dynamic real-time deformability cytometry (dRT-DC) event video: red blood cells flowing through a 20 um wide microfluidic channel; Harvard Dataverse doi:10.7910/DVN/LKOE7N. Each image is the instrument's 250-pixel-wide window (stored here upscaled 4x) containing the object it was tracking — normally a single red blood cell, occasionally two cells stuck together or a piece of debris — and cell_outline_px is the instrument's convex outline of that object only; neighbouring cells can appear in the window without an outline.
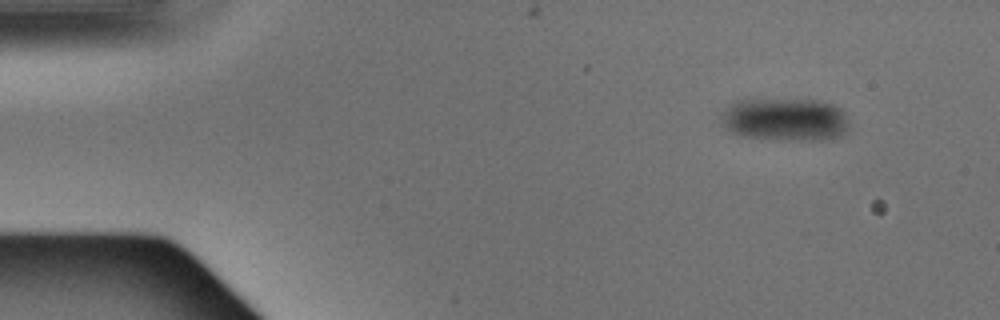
{"species": "Egyptian fruit bat (a non-hibernating species)", "species_latin": "Rousettus aegyptiacus", "temperature_condition": "warm", "stored_images_in_passage": 3, "camera_frame_rate_fps": 3000, "um_per_image_px": 0.085, "animal": {"sex": "male"}, "frame": {"image": 1, "passage_image": 2, "time_ms": 0.333, "image_size_px": [1000, 320], "cell_outline_px": [[848, 132], [840, 136], [824, 140], [784, 140], [744, 136], [732, 132], [720, 120], [720, 116], [736, 100], [816, 100], [832, 104], [840, 108], [844, 112], [848, 120]], "centroid_in_image_um": [66.8, 10.17], "position_along_channel_um": 18.2, "area_um2": 31.85}}